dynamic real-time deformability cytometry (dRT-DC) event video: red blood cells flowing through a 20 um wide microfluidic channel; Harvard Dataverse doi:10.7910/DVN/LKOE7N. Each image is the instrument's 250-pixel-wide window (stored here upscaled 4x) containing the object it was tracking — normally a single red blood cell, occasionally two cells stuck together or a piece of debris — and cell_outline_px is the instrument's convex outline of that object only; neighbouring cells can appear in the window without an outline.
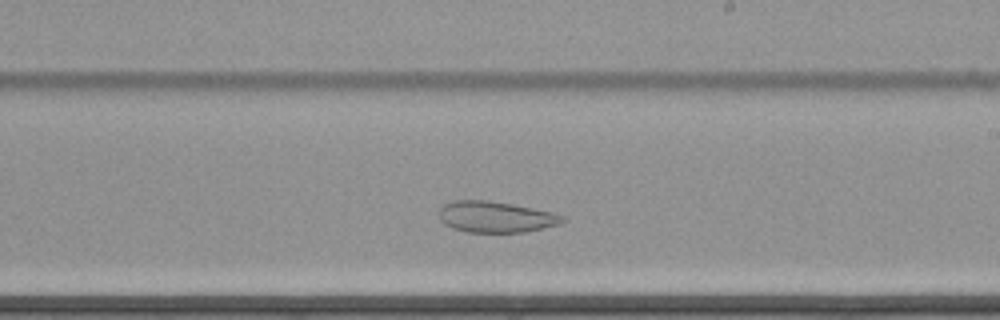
{"species": "common noctule bat (a hibernating species)", "species_latin": "Nyctalus noctula", "temperature_condition": "cold", "stored_images_in_passage": 50, "camera_frame_rate_fps": 3000, "um_per_image_px": 0.085, "animal": {"sex": "female", "body_mass_g": 22.7, "forearm_length_mm": 54.2}, "frame": {"image": 1, "passage_image": 41, "time_ms": 13.333, "image_size_px": [1000, 320], "cell_outline_px": [[564, 220], [560, 224], [524, 232], [468, 232], [452, 228], [444, 224], [440, 220], [440, 208], [444, 204], [452, 200], [488, 200], [512, 204], [552, 212], [564, 216]], "centroid_in_image_um": [42.11, 18.43], "position_along_channel_um": 246.9, "area_um2": 22.31}}